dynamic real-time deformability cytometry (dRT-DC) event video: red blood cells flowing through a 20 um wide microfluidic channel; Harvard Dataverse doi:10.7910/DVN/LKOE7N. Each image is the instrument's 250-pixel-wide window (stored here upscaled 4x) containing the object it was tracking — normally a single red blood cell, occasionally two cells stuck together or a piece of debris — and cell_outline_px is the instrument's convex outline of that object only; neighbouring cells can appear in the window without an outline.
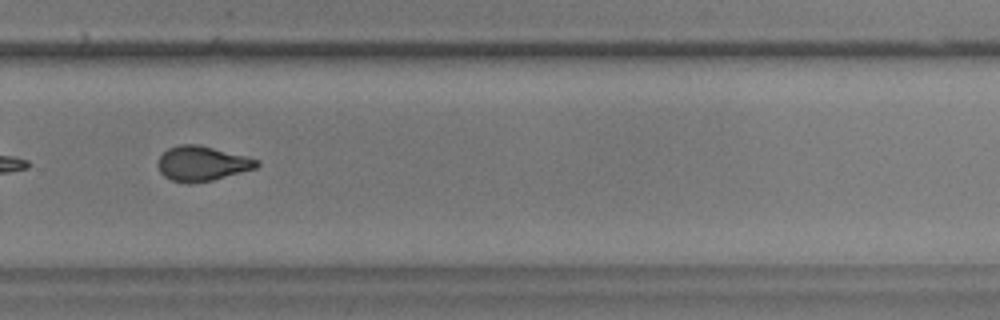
{"species": "common noctule bat (a hibernating species)", "species_latin": "Nyctalus noctula", "temperature_condition": "warm", "stored_images_in_passage": 40, "segment_of_instrument_passage": [2, 2], "camera_frame_rate_fps": 3000, "um_per_image_px": 0.085, "animal": {"sex": "male", "body_mass_g": 17.9, "forearm_length_mm": 54.2}, "frame": {"image": 1, "passage_image": 37, "time_ms": 12.0, "image_size_px": [1000, 320], "cell_outline_px": [[260, 164], [256, 168], [212, 180], [188, 184], [172, 180], [164, 176], [160, 172], [156, 164], [160, 156], [168, 148], [180, 144], [196, 144], [260, 160]], "centroid_in_image_um": [17.14, 13.91], "position_along_channel_um": 312.7, "area_um2": 19.88}}